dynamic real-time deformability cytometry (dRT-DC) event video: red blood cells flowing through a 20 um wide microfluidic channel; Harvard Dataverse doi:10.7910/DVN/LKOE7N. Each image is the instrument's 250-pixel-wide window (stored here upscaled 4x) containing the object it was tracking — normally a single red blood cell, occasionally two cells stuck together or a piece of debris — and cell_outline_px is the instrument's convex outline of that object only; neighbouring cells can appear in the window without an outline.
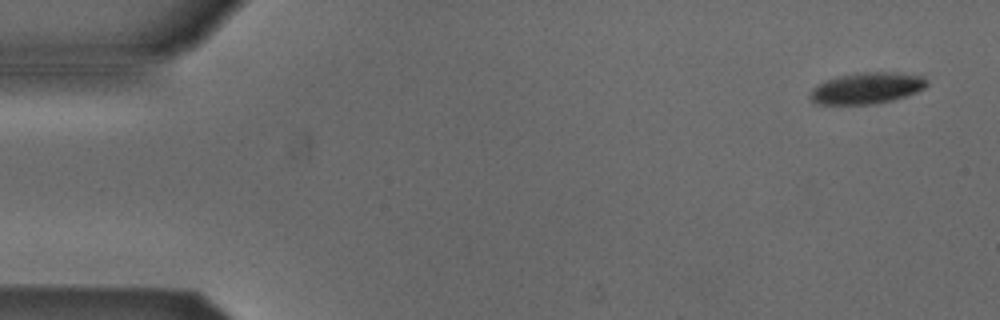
{"species": "Egyptian fruit bat (a non-hibernating species)", "species_latin": "Rousettus aegyptiacus", "temperature_condition": "cold", "stored_images_in_passage": 5, "camera_frame_rate_fps": 3000, "um_per_image_px": 0.085, "animal": {"sex": "male"}, "frame": {"image": 1, "passage_image": 1, "time_ms": 0.0, "image_size_px": [1000, 320], "cell_outline_px": [[928, 84], [924, 88], [916, 92], [892, 100], [872, 104], [816, 104], [808, 96], [812, 88], [836, 76], [864, 72], [900, 72], [924, 76], [928, 80]], "centroid_in_image_um": [73.7, 7.48], "position_along_channel_um": 11.3, "area_um2": 21.27}}
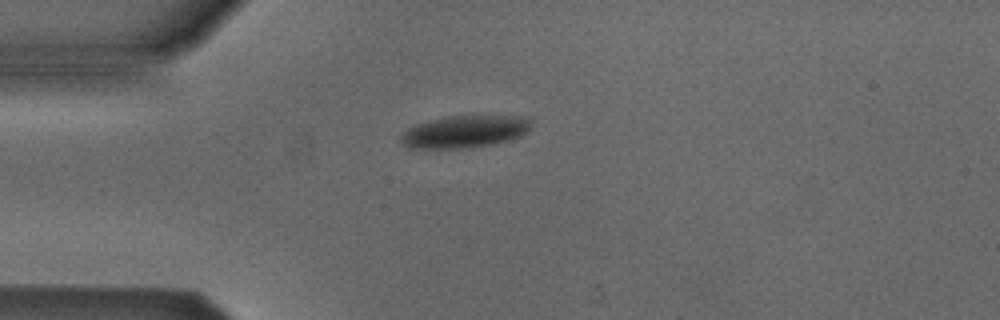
{"frame": {"image": 2, "passage_image": 4, "time_ms": 3.667, "image_size_px": [1000, 320], "cell_outline_px": [[532, 124], [520, 136], [508, 140], [488, 144], [460, 148], [408, 148], [400, 144], [400, 136], [408, 128], [416, 124], [444, 116], [528, 116], [532, 120]], "centroid_in_image_um": [39.45, 11.17], "position_along_channel_um": 45.5, "area_um2": 24.33}}